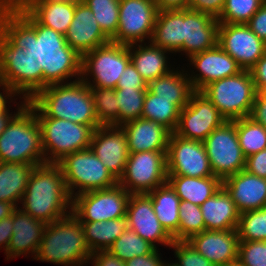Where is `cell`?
<instances>
[{
	"label": "cell",
	"instance_id": "obj_1",
	"mask_svg": "<svg viewBox=\"0 0 266 266\" xmlns=\"http://www.w3.org/2000/svg\"><path fill=\"white\" fill-rule=\"evenodd\" d=\"M0 32L31 57L33 97L47 86L81 79L82 57L63 34L39 24L25 9L0 12Z\"/></svg>",
	"mask_w": 266,
	"mask_h": 266
},
{
	"label": "cell",
	"instance_id": "obj_2",
	"mask_svg": "<svg viewBox=\"0 0 266 266\" xmlns=\"http://www.w3.org/2000/svg\"><path fill=\"white\" fill-rule=\"evenodd\" d=\"M18 206L33 218L49 224L72 212V197L57 163H45L33 168Z\"/></svg>",
	"mask_w": 266,
	"mask_h": 266
},
{
	"label": "cell",
	"instance_id": "obj_3",
	"mask_svg": "<svg viewBox=\"0 0 266 266\" xmlns=\"http://www.w3.org/2000/svg\"><path fill=\"white\" fill-rule=\"evenodd\" d=\"M27 105L36 118H57L74 123L100 127L96 118L90 87L81 79L71 83L53 84L40 90Z\"/></svg>",
	"mask_w": 266,
	"mask_h": 266
},
{
	"label": "cell",
	"instance_id": "obj_4",
	"mask_svg": "<svg viewBox=\"0 0 266 266\" xmlns=\"http://www.w3.org/2000/svg\"><path fill=\"white\" fill-rule=\"evenodd\" d=\"M91 255L83 226L71 212L46 224L34 259L63 266H87Z\"/></svg>",
	"mask_w": 266,
	"mask_h": 266
},
{
	"label": "cell",
	"instance_id": "obj_5",
	"mask_svg": "<svg viewBox=\"0 0 266 266\" xmlns=\"http://www.w3.org/2000/svg\"><path fill=\"white\" fill-rule=\"evenodd\" d=\"M0 162L45 164L41 128L35 112L26 104L0 134Z\"/></svg>",
	"mask_w": 266,
	"mask_h": 266
},
{
	"label": "cell",
	"instance_id": "obj_6",
	"mask_svg": "<svg viewBox=\"0 0 266 266\" xmlns=\"http://www.w3.org/2000/svg\"><path fill=\"white\" fill-rule=\"evenodd\" d=\"M201 92L218 109L226 121L250 117L257 94L249 70L211 82Z\"/></svg>",
	"mask_w": 266,
	"mask_h": 266
},
{
	"label": "cell",
	"instance_id": "obj_7",
	"mask_svg": "<svg viewBox=\"0 0 266 266\" xmlns=\"http://www.w3.org/2000/svg\"><path fill=\"white\" fill-rule=\"evenodd\" d=\"M57 164L63 172L72 199L82 193L107 189L118 184V180L90 147L65 155Z\"/></svg>",
	"mask_w": 266,
	"mask_h": 266
},
{
	"label": "cell",
	"instance_id": "obj_8",
	"mask_svg": "<svg viewBox=\"0 0 266 266\" xmlns=\"http://www.w3.org/2000/svg\"><path fill=\"white\" fill-rule=\"evenodd\" d=\"M41 128L46 163H57L65 155L90 147L91 126L57 118H37Z\"/></svg>",
	"mask_w": 266,
	"mask_h": 266
},
{
	"label": "cell",
	"instance_id": "obj_9",
	"mask_svg": "<svg viewBox=\"0 0 266 266\" xmlns=\"http://www.w3.org/2000/svg\"><path fill=\"white\" fill-rule=\"evenodd\" d=\"M129 62V45L109 42L82 56L81 80L89 87L116 89Z\"/></svg>",
	"mask_w": 266,
	"mask_h": 266
},
{
	"label": "cell",
	"instance_id": "obj_10",
	"mask_svg": "<svg viewBox=\"0 0 266 266\" xmlns=\"http://www.w3.org/2000/svg\"><path fill=\"white\" fill-rule=\"evenodd\" d=\"M214 176L221 180L245 170L246 157L239 145L236 120L225 121L203 141Z\"/></svg>",
	"mask_w": 266,
	"mask_h": 266
},
{
	"label": "cell",
	"instance_id": "obj_11",
	"mask_svg": "<svg viewBox=\"0 0 266 266\" xmlns=\"http://www.w3.org/2000/svg\"><path fill=\"white\" fill-rule=\"evenodd\" d=\"M167 151L129 153L118 184L130 194H148L167 182Z\"/></svg>",
	"mask_w": 266,
	"mask_h": 266
},
{
	"label": "cell",
	"instance_id": "obj_12",
	"mask_svg": "<svg viewBox=\"0 0 266 266\" xmlns=\"http://www.w3.org/2000/svg\"><path fill=\"white\" fill-rule=\"evenodd\" d=\"M130 193L119 184L76 195L72 213L80 222H97L126 216Z\"/></svg>",
	"mask_w": 266,
	"mask_h": 266
},
{
	"label": "cell",
	"instance_id": "obj_13",
	"mask_svg": "<svg viewBox=\"0 0 266 266\" xmlns=\"http://www.w3.org/2000/svg\"><path fill=\"white\" fill-rule=\"evenodd\" d=\"M157 14L154 0H120L118 30L111 42L122 45L150 42Z\"/></svg>",
	"mask_w": 266,
	"mask_h": 266
},
{
	"label": "cell",
	"instance_id": "obj_14",
	"mask_svg": "<svg viewBox=\"0 0 266 266\" xmlns=\"http://www.w3.org/2000/svg\"><path fill=\"white\" fill-rule=\"evenodd\" d=\"M226 119L212 102L201 92L194 91L188 104L180 110L175 134L184 139L203 142Z\"/></svg>",
	"mask_w": 266,
	"mask_h": 266
},
{
	"label": "cell",
	"instance_id": "obj_15",
	"mask_svg": "<svg viewBox=\"0 0 266 266\" xmlns=\"http://www.w3.org/2000/svg\"><path fill=\"white\" fill-rule=\"evenodd\" d=\"M167 175L214 176L203 142L184 139L171 133L166 154Z\"/></svg>",
	"mask_w": 266,
	"mask_h": 266
},
{
	"label": "cell",
	"instance_id": "obj_16",
	"mask_svg": "<svg viewBox=\"0 0 266 266\" xmlns=\"http://www.w3.org/2000/svg\"><path fill=\"white\" fill-rule=\"evenodd\" d=\"M217 44L243 70H249L266 53V43L247 24L219 23Z\"/></svg>",
	"mask_w": 266,
	"mask_h": 266
},
{
	"label": "cell",
	"instance_id": "obj_17",
	"mask_svg": "<svg viewBox=\"0 0 266 266\" xmlns=\"http://www.w3.org/2000/svg\"><path fill=\"white\" fill-rule=\"evenodd\" d=\"M0 76L20 97L33 98V61L25 49L14 46L1 32Z\"/></svg>",
	"mask_w": 266,
	"mask_h": 266
},
{
	"label": "cell",
	"instance_id": "obj_18",
	"mask_svg": "<svg viewBox=\"0 0 266 266\" xmlns=\"http://www.w3.org/2000/svg\"><path fill=\"white\" fill-rule=\"evenodd\" d=\"M187 60L191 71H186L194 91H201L211 82L237 75L243 70L218 44L191 55Z\"/></svg>",
	"mask_w": 266,
	"mask_h": 266
},
{
	"label": "cell",
	"instance_id": "obj_19",
	"mask_svg": "<svg viewBox=\"0 0 266 266\" xmlns=\"http://www.w3.org/2000/svg\"><path fill=\"white\" fill-rule=\"evenodd\" d=\"M126 216L128 217L129 228L156 249L160 247V244L170 247L173 243V238L159 222L148 194H131Z\"/></svg>",
	"mask_w": 266,
	"mask_h": 266
},
{
	"label": "cell",
	"instance_id": "obj_20",
	"mask_svg": "<svg viewBox=\"0 0 266 266\" xmlns=\"http://www.w3.org/2000/svg\"><path fill=\"white\" fill-rule=\"evenodd\" d=\"M90 149L119 180L129 157L127 138L120 126H100L92 135Z\"/></svg>",
	"mask_w": 266,
	"mask_h": 266
},
{
	"label": "cell",
	"instance_id": "obj_21",
	"mask_svg": "<svg viewBox=\"0 0 266 266\" xmlns=\"http://www.w3.org/2000/svg\"><path fill=\"white\" fill-rule=\"evenodd\" d=\"M187 241L215 266L237 264L239 237L236 229L204 230Z\"/></svg>",
	"mask_w": 266,
	"mask_h": 266
},
{
	"label": "cell",
	"instance_id": "obj_22",
	"mask_svg": "<svg viewBox=\"0 0 266 266\" xmlns=\"http://www.w3.org/2000/svg\"><path fill=\"white\" fill-rule=\"evenodd\" d=\"M64 36L67 44L81 57L87 52L111 42L85 2L76 3L74 18Z\"/></svg>",
	"mask_w": 266,
	"mask_h": 266
},
{
	"label": "cell",
	"instance_id": "obj_23",
	"mask_svg": "<svg viewBox=\"0 0 266 266\" xmlns=\"http://www.w3.org/2000/svg\"><path fill=\"white\" fill-rule=\"evenodd\" d=\"M222 187L231 196L240 214L266 206V178L242 170L222 180Z\"/></svg>",
	"mask_w": 266,
	"mask_h": 266
},
{
	"label": "cell",
	"instance_id": "obj_24",
	"mask_svg": "<svg viewBox=\"0 0 266 266\" xmlns=\"http://www.w3.org/2000/svg\"><path fill=\"white\" fill-rule=\"evenodd\" d=\"M218 28V20L211 15L184 9L185 58L214 48L218 41Z\"/></svg>",
	"mask_w": 266,
	"mask_h": 266
},
{
	"label": "cell",
	"instance_id": "obj_25",
	"mask_svg": "<svg viewBox=\"0 0 266 266\" xmlns=\"http://www.w3.org/2000/svg\"><path fill=\"white\" fill-rule=\"evenodd\" d=\"M11 215L13 217V234L7 252L4 253L6 254L5 259L11 260L21 255L25 257L31 255L34 256V259L46 224L23 212L19 207Z\"/></svg>",
	"mask_w": 266,
	"mask_h": 266
},
{
	"label": "cell",
	"instance_id": "obj_26",
	"mask_svg": "<svg viewBox=\"0 0 266 266\" xmlns=\"http://www.w3.org/2000/svg\"><path fill=\"white\" fill-rule=\"evenodd\" d=\"M127 138L129 153L167 151L171 132L163 125L138 118L120 126Z\"/></svg>",
	"mask_w": 266,
	"mask_h": 266
},
{
	"label": "cell",
	"instance_id": "obj_27",
	"mask_svg": "<svg viewBox=\"0 0 266 266\" xmlns=\"http://www.w3.org/2000/svg\"><path fill=\"white\" fill-rule=\"evenodd\" d=\"M170 53L151 42L129 45L130 61L147 83L175 69V65L169 61Z\"/></svg>",
	"mask_w": 266,
	"mask_h": 266
},
{
	"label": "cell",
	"instance_id": "obj_28",
	"mask_svg": "<svg viewBox=\"0 0 266 266\" xmlns=\"http://www.w3.org/2000/svg\"><path fill=\"white\" fill-rule=\"evenodd\" d=\"M150 42L173 55L184 53V9L158 11Z\"/></svg>",
	"mask_w": 266,
	"mask_h": 266
},
{
	"label": "cell",
	"instance_id": "obj_29",
	"mask_svg": "<svg viewBox=\"0 0 266 266\" xmlns=\"http://www.w3.org/2000/svg\"><path fill=\"white\" fill-rule=\"evenodd\" d=\"M200 209L206 230L237 229L240 213L223 187L200 205Z\"/></svg>",
	"mask_w": 266,
	"mask_h": 266
},
{
	"label": "cell",
	"instance_id": "obj_30",
	"mask_svg": "<svg viewBox=\"0 0 266 266\" xmlns=\"http://www.w3.org/2000/svg\"><path fill=\"white\" fill-rule=\"evenodd\" d=\"M76 3L65 0H35L25 10L39 23L66 34L74 18Z\"/></svg>",
	"mask_w": 266,
	"mask_h": 266
},
{
	"label": "cell",
	"instance_id": "obj_31",
	"mask_svg": "<svg viewBox=\"0 0 266 266\" xmlns=\"http://www.w3.org/2000/svg\"><path fill=\"white\" fill-rule=\"evenodd\" d=\"M184 67L185 65L180 68L179 65L170 73L150 81L147 86V89L160 99L172 100L180 110L188 104L190 95L194 92Z\"/></svg>",
	"mask_w": 266,
	"mask_h": 266
},
{
	"label": "cell",
	"instance_id": "obj_32",
	"mask_svg": "<svg viewBox=\"0 0 266 266\" xmlns=\"http://www.w3.org/2000/svg\"><path fill=\"white\" fill-rule=\"evenodd\" d=\"M167 182L175 190L180 200L189 201L199 206L222 187V180L216 176L197 178L167 175Z\"/></svg>",
	"mask_w": 266,
	"mask_h": 266
},
{
	"label": "cell",
	"instance_id": "obj_33",
	"mask_svg": "<svg viewBox=\"0 0 266 266\" xmlns=\"http://www.w3.org/2000/svg\"><path fill=\"white\" fill-rule=\"evenodd\" d=\"M154 212L166 232L178 240L180 198L172 186L166 182L148 193Z\"/></svg>",
	"mask_w": 266,
	"mask_h": 266
},
{
	"label": "cell",
	"instance_id": "obj_34",
	"mask_svg": "<svg viewBox=\"0 0 266 266\" xmlns=\"http://www.w3.org/2000/svg\"><path fill=\"white\" fill-rule=\"evenodd\" d=\"M34 167L26 163L0 162V201L18 207Z\"/></svg>",
	"mask_w": 266,
	"mask_h": 266
},
{
	"label": "cell",
	"instance_id": "obj_35",
	"mask_svg": "<svg viewBox=\"0 0 266 266\" xmlns=\"http://www.w3.org/2000/svg\"><path fill=\"white\" fill-rule=\"evenodd\" d=\"M81 224L91 253L108 250L112 243L129 228L127 216L100 222H81Z\"/></svg>",
	"mask_w": 266,
	"mask_h": 266
},
{
	"label": "cell",
	"instance_id": "obj_36",
	"mask_svg": "<svg viewBox=\"0 0 266 266\" xmlns=\"http://www.w3.org/2000/svg\"><path fill=\"white\" fill-rule=\"evenodd\" d=\"M180 116V109L172 103V100L160 99L148 89L144 98L141 118L155 121L174 133Z\"/></svg>",
	"mask_w": 266,
	"mask_h": 266
},
{
	"label": "cell",
	"instance_id": "obj_37",
	"mask_svg": "<svg viewBox=\"0 0 266 266\" xmlns=\"http://www.w3.org/2000/svg\"><path fill=\"white\" fill-rule=\"evenodd\" d=\"M236 132L244 156L266 149V128L250 117L236 119Z\"/></svg>",
	"mask_w": 266,
	"mask_h": 266
},
{
	"label": "cell",
	"instance_id": "obj_38",
	"mask_svg": "<svg viewBox=\"0 0 266 266\" xmlns=\"http://www.w3.org/2000/svg\"><path fill=\"white\" fill-rule=\"evenodd\" d=\"M96 118L100 126H119V109L114 88L90 87Z\"/></svg>",
	"mask_w": 266,
	"mask_h": 266
},
{
	"label": "cell",
	"instance_id": "obj_39",
	"mask_svg": "<svg viewBox=\"0 0 266 266\" xmlns=\"http://www.w3.org/2000/svg\"><path fill=\"white\" fill-rule=\"evenodd\" d=\"M155 247L128 228L108 248L111 254L126 262L137 256L150 254Z\"/></svg>",
	"mask_w": 266,
	"mask_h": 266
},
{
	"label": "cell",
	"instance_id": "obj_40",
	"mask_svg": "<svg viewBox=\"0 0 266 266\" xmlns=\"http://www.w3.org/2000/svg\"><path fill=\"white\" fill-rule=\"evenodd\" d=\"M236 230L239 241H266V206L241 213Z\"/></svg>",
	"mask_w": 266,
	"mask_h": 266
},
{
	"label": "cell",
	"instance_id": "obj_41",
	"mask_svg": "<svg viewBox=\"0 0 266 266\" xmlns=\"http://www.w3.org/2000/svg\"><path fill=\"white\" fill-rule=\"evenodd\" d=\"M102 31L111 39L118 30L120 0H85Z\"/></svg>",
	"mask_w": 266,
	"mask_h": 266
},
{
	"label": "cell",
	"instance_id": "obj_42",
	"mask_svg": "<svg viewBox=\"0 0 266 266\" xmlns=\"http://www.w3.org/2000/svg\"><path fill=\"white\" fill-rule=\"evenodd\" d=\"M119 109V126L141 118L146 90L115 89Z\"/></svg>",
	"mask_w": 266,
	"mask_h": 266
},
{
	"label": "cell",
	"instance_id": "obj_43",
	"mask_svg": "<svg viewBox=\"0 0 266 266\" xmlns=\"http://www.w3.org/2000/svg\"><path fill=\"white\" fill-rule=\"evenodd\" d=\"M179 206L178 240H188L191 236L206 230L199 205L180 200Z\"/></svg>",
	"mask_w": 266,
	"mask_h": 266
},
{
	"label": "cell",
	"instance_id": "obj_44",
	"mask_svg": "<svg viewBox=\"0 0 266 266\" xmlns=\"http://www.w3.org/2000/svg\"><path fill=\"white\" fill-rule=\"evenodd\" d=\"M266 0H226L219 23L246 24Z\"/></svg>",
	"mask_w": 266,
	"mask_h": 266
},
{
	"label": "cell",
	"instance_id": "obj_45",
	"mask_svg": "<svg viewBox=\"0 0 266 266\" xmlns=\"http://www.w3.org/2000/svg\"><path fill=\"white\" fill-rule=\"evenodd\" d=\"M239 266H266V241H239Z\"/></svg>",
	"mask_w": 266,
	"mask_h": 266
},
{
	"label": "cell",
	"instance_id": "obj_46",
	"mask_svg": "<svg viewBox=\"0 0 266 266\" xmlns=\"http://www.w3.org/2000/svg\"><path fill=\"white\" fill-rule=\"evenodd\" d=\"M174 250V257L177 258L173 262L177 266H215L199 252L187 240L173 241L169 249Z\"/></svg>",
	"mask_w": 266,
	"mask_h": 266
},
{
	"label": "cell",
	"instance_id": "obj_47",
	"mask_svg": "<svg viewBox=\"0 0 266 266\" xmlns=\"http://www.w3.org/2000/svg\"><path fill=\"white\" fill-rule=\"evenodd\" d=\"M120 76L116 89L147 90L148 83L138 73L131 61Z\"/></svg>",
	"mask_w": 266,
	"mask_h": 266
},
{
	"label": "cell",
	"instance_id": "obj_48",
	"mask_svg": "<svg viewBox=\"0 0 266 266\" xmlns=\"http://www.w3.org/2000/svg\"><path fill=\"white\" fill-rule=\"evenodd\" d=\"M0 90L1 91L3 90V92L0 91V114H17L28 102L26 99L23 100V98L20 97V95L13 88L8 86L4 82H2L0 84ZM17 96L19 97L20 100H22V101H19L21 103H19V102L17 103L15 101L18 98H14V97H17ZM11 102L14 105L16 103V105H17V108H15L16 112L14 111V113L10 112V109H9V107L11 108V105H9V104H11Z\"/></svg>",
	"mask_w": 266,
	"mask_h": 266
},
{
	"label": "cell",
	"instance_id": "obj_49",
	"mask_svg": "<svg viewBox=\"0 0 266 266\" xmlns=\"http://www.w3.org/2000/svg\"><path fill=\"white\" fill-rule=\"evenodd\" d=\"M226 0H191L188 9L211 15L218 19Z\"/></svg>",
	"mask_w": 266,
	"mask_h": 266
},
{
	"label": "cell",
	"instance_id": "obj_50",
	"mask_svg": "<svg viewBox=\"0 0 266 266\" xmlns=\"http://www.w3.org/2000/svg\"><path fill=\"white\" fill-rule=\"evenodd\" d=\"M245 170L250 174L266 178V149L248 156Z\"/></svg>",
	"mask_w": 266,
	"mask_h": 266
},
{
	"label": "cell",
	"instance_id": "obj_51",
	"mask_svg": "<svg viewBox=\"0 0 266 266\" xmlns=\"http://www.w3.org/2000/svg\"><path fill=\"white\" fill-rule=\"evenodd\" d=\"M262 41L266 43V1L246 23Z\"/></svg>",
	"mask_w": 266,
	"mask_h": 266
},
{
	"label": "cell",
	"instance_id": "obj_52",
	"mask_svg": "<svg viewBox=\"0 0 266 266\" xmlns=\"http://www.w3.org/2000/svg\"><path fill=\"white\" fill-rule=\"evenodd\" d=\"M160 248H155L150 254L137 256L125 262V266H163L166 260H162Z\"/></svg>",
	"mask_w": 266,
	"mask_h": 266
},
{
	"label": "cell",
	"instance_id": "obj_53",
	"mask_svg": "<svg viewBox=\"0 0 266 266\" xmlns=\"http://www.w3.org/2000/svg\"><path fill=\"white\" fill-rule=\"evenodd\" d=\"M92 266H125V262L107 250L93 252L89 264Z\"/></svg>",
	"mask_w": 266,
	"mask_h": 266
},
{
	"label": "cell",
	"instance_id": "obj_54",
	"mask_svg": "<svg viewBox=\"0 0 266 266\" xmlns=\"http://www.w3.org/2000/svg\"><path fill=\"white\" fill-rule=\"evenodd\" d=\"M250 118L266 128V96L259 91H257Z\"/></svg>",
	"mask_w": 266,
	"mask_h": 266
},
{
	"label": "cell",
	"instance_id": "obj_55",
	"mask_svg": "<svg viewBox=\"0 0 266 266\" xmlns=\"http://www.w3.org/2000/svg\"><path fill=\"white\" fill-rule=\"evenodd\" d=\"M257 91L266 84V53L249 69Z\"/></svg>",
	"mask_w": 266,
	"mask_h": 266
},
{
	"label": "cell",
	"instance_id": "obj_56",
	"mask_svg": "<svg viewBox=\"0 0 266 266\" xmlns=\"http://www.w3.org/2000/svg\"><path fill=\"white\" fill-rule=\"evenodd\" d=\"M13 231V217L12 215L0 220V250L4 249L7 252L8 245L11 240Z\"/></svg>",
	"mask_w": 266,
	"mask_h": 266
},
{
	"label": "cell",
	"instance_id": "obj_57",
	"mask_svg": "<svg viewBox=\"0 0 266 266\" xmlns=\"http://www.w3.org/2000/svg\"><path fill=\"white\" fill-rule=\"evenodd\" d=\"M191 0H154L158 11L188 9Z\"/></svg>",
	"mask_w": 266,
	"mask_h": 266
},
{
	"label": "cell",
	"instance_id": "obj_58",
	"mask_svg": "<svg viewBox=\"0 0 266 266\" xmlns=\"http://www.w3.org/2000/svg\"><path fill=\"white\" fill-rule=\"evenodd\" d=\"M35 0H8V12L26 9Z\"/></svg>",
	"mask_w": 266,
	"mask_h": 266
},
{
	"label": "cell",
	"instance_id": "obj_59",
	"mask_svg": "<svg viewBox=\"0 0 266 266\" xmlns=\"http://www.w3.org/2000/svg\"><path fill=\"white\" fill-rule=\"evenodd\" d=\"M16 208L17 207L10 202L0 201V220L10 216Z\"/></svg>",
	"mask_w": 266,
	"mask_h": 266
},
{
	"label": "cell",
	"instance_id": "obj_60",
	"mask_svg": "<svg viewBox=\"0 0 266 266\" xmlns=\"http://www.w3.org/2000/svg\"><path fill=\"white\" fill-rule=\"evenodd\" d=\"M16 114H0V134Z\"/></svg>",
	"mask_w": 266,
	"mask_h": 266
},
{
	"label": "cell",
	"instance_id": "obj_61",
	"mask_svg": "<svg viewBox=\"0 0 266 266\" xmlns=\"http://www.w3.org/2000/svg\"><path fill=\"white\" fill-rule=\"evenodd\" d=\"M0 12H8V0H0Z\"/></svg>",
	"mask_w": 266,
	"mask_h": 266
},
{
	"label": "cell",
	"instance_id": "obj_62",
	"mask_svg": "<svg viewBox=\"0 0 266 266\" xmlns=\"http://www.w3.org/2000/svg\"><path fill=\"white\" fill-rule=\"evenodd\" d=\"M259 92L262 94V95H264V96H266V84L259 90Z\"/></svg>",
	"mask_w": 266,
	"mask_h": 266
},
{
	"label": "cell",
	"instance_id": "obj_63",
	"mask_svg": "<svg viewBox=\"0 0 266 266\" xmlns=\"http://www.w3.org/2000/svg\"><path fill=\"white\" fill-rule=\"evenodd\" d=\"M166 262L163 264V266H177L174 262H171V263L169 261H166Z\"/></svg>",
	"mask_w": 266,
	"mask_h": 266
},
{
	"label": "cell",
	"instance_id": "obj_64",
	"mask_svg": "<svg viewBox=\"0 0 266 266\" xmlns=\"http://www.w3.org/2000/svg\"><path fill=\"white\" fill-rule=\"evenodd\" d=\"M65 1H71L74 3H84L85 2V0H65Z\"/></svg>",
	"mask_w": 266,
	"mask_h": 266
}]
</instances>
